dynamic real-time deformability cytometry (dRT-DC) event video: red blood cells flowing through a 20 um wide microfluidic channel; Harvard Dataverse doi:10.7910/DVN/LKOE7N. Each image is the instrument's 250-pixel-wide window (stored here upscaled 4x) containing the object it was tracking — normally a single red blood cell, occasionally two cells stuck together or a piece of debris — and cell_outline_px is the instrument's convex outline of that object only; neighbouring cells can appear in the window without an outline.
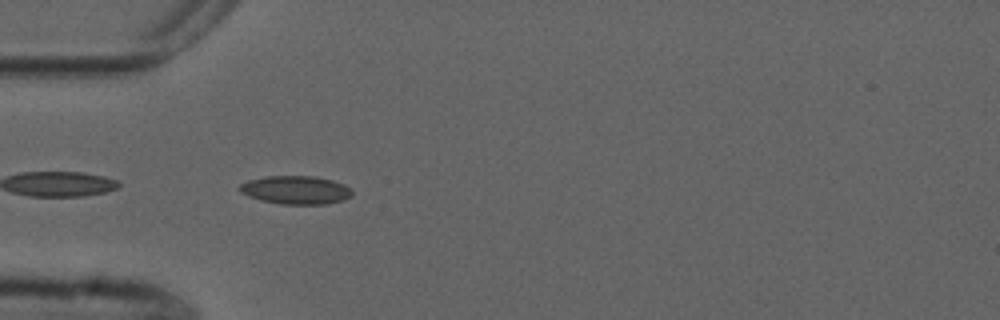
{"species": "common noctule bat (a hibernating species)", "species_latin": "Nyctalus noctula", "temperature_condition": "cold", "stored_images_in_passage": 40, "camera_frame_rate_fps": 3000, "um_per_image_px": 0.085, "animal": {"sex": "male", "forearm_length_mm": 52.5}, "frame": {"image": 1, "passage_image": 2, "time_ms": 0.333, "image_size_px": [1000, 320], "cell_outline_px": [[352, 196], [344, 200], [328, 204], [280, 204], [260, 200], [248, 196], [240, 192], [240, 184], [248, 180], [268, 176], [312, 176], [332, 180], [344, 184], [352, 188]], "centroid_in_image_um": [25.17, 16.15], "position_along_channel_um": 59.8, "area_um2": 18.67}}
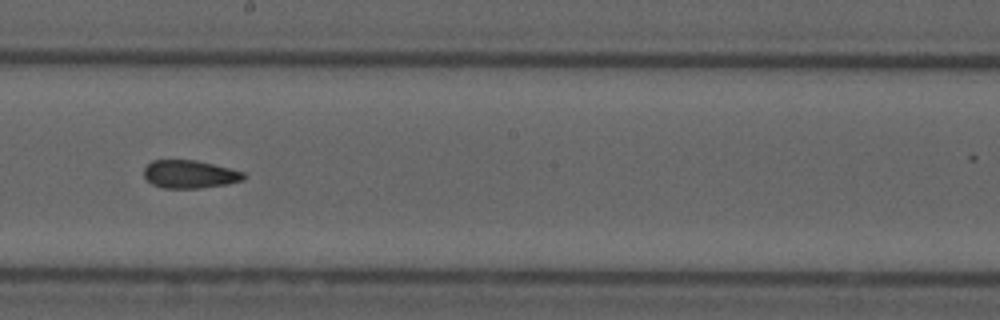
{"frame": {"image": 2, "passage_image": 16, "time_ms": 5.0, "image_size_px": [1000, 320], "cell_outline_px": [[248, 176], [244, 180], [228, 184], [200, 188], [164, 188], [152, 184], [144, 176], [144, 168], [152, 160], [196, 160], [244, 172]], "centroid_in_image_um": [16.15, 14.81], "position_along_channel_um": 232.1, "area_um2": 16.3}}
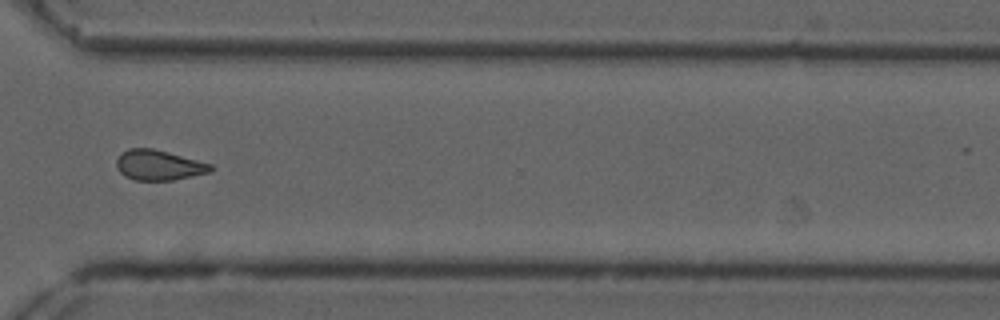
{"frame": {"image": 3, "passage_image": 26, "time_ms": 8.333, "image_size_px": [1000, 320], "cell_outline_px": [[212, 168], [208, 172], [172, 180], [136, 180], [124, 176], [116, 168], [116, 160], [120, 152], [128, 148], [152, 148], [168, 152], [212, 164]], "centroid_in_image_um": [13.42, 14.02], "position_along_channel_um": 357.2, "area_um2": 16.47}, "authors_computed_cell_mechanics": {"area_um2": 16.5886, "velocity_mm_per_s": 3.7503, "shape_relaxation_time_tau1_ms": null, "shape_relaxation_time_tau2_ms": 2.822, "deformation_change_tau1": null, "deformation_change_tau2": 0.0901}}